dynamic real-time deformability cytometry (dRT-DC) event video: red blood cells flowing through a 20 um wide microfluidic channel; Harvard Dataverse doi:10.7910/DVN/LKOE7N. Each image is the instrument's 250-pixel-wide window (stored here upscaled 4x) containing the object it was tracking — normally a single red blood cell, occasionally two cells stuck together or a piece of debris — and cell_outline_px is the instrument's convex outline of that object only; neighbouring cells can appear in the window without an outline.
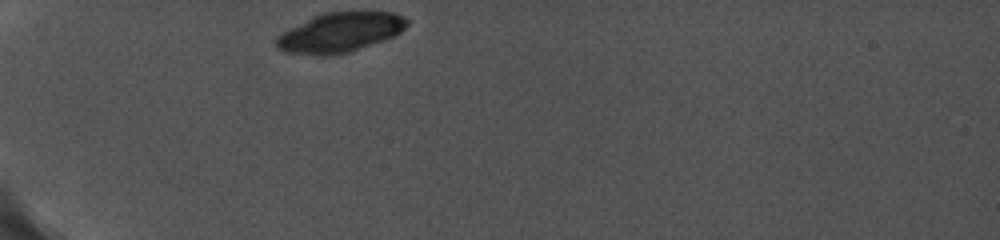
{"species": "common noctule bat (a hibernating species)", "species_latin": "Nyctalus noctula", "temperature_condition": "cold", "stored_images_in_passage": 7, "camera_frame_rate_fps": 5000, "um_per_image_px": 0.085, "animal": {"sex": "female", "body_mass_g": 19.0, "forearm_length_mm": 56.7}, "frame": {"image": 1, "passage_image": 1, "time_ms": 0.0, "image_size_px": [1000, 240], "cell_outline_px": [[408, 24], [400, 32], [384, 40], [348, 52], [332, 56], [316, 56], [284, 52], [276, 48], [276, 36], [312, 16], [324, 12], [392, 12], [404, 16], [408, 20]], "centroid_in_image_um": [28.87, 2.77], "position_along_channel_um": 56.1, "area_um2": 30.23}}